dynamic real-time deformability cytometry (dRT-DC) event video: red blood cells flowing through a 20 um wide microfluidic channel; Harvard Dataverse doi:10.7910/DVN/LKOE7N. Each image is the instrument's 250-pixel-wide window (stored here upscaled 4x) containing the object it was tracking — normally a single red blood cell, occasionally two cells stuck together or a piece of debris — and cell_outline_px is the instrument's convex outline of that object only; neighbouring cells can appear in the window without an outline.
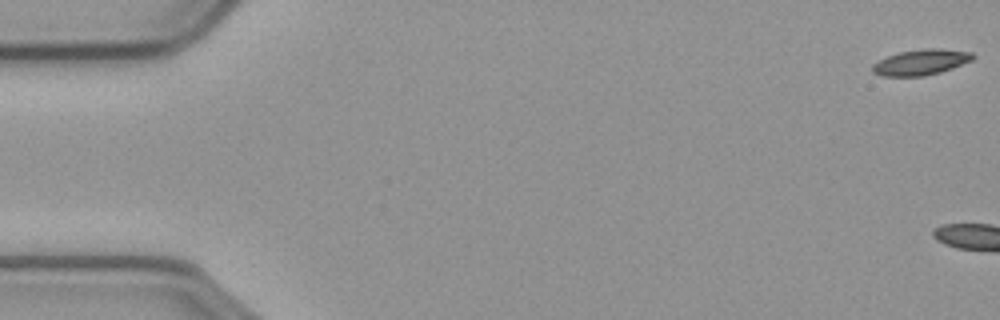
{"species": "common noctule bat (a hibernating species)", "species_latin": "Nyctalus noctula", "temperature_condition": "cold", "stored_images_in_passage": 4, "camera_frame_rate_fps": 3000, "um_per_image_px": 0.085, "animal": {"sex": "male", "body_mass_g": 23.1, "forearm_length_mm": 52.7}, "frame": {"image": 1, "passage_image": 1, "time_ms": 0.0, "image_size_px": [1000, 320], "cell_outline_px": [[976, 56], [972, 60], [952, 68], [940, 72], [924, 76], [884, 76], [872, 72], [872, 64], [888, 56], [900, 52], [928, 48], [940, 48], [972, 52]], "centroid_in_image_um": [78.3, 5.28], "position_along_channel_um": 6.7, "area_um2": 14.91}}